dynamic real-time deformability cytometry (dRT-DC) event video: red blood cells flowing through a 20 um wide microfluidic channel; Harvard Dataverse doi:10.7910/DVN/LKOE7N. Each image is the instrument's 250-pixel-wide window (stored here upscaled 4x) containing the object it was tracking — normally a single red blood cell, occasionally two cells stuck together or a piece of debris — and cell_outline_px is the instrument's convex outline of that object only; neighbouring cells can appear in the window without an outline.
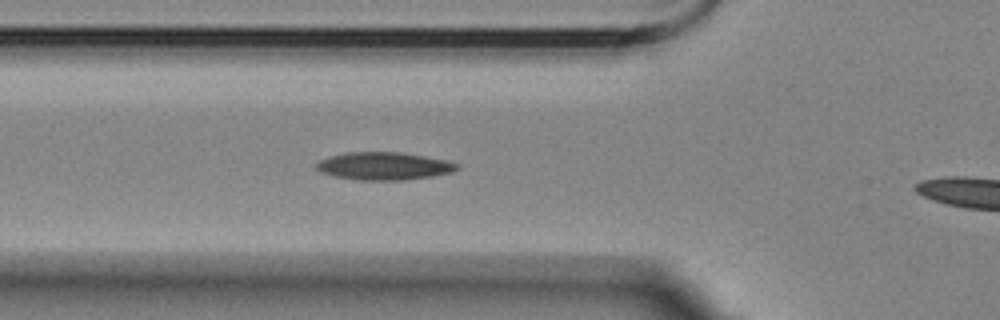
{"species": "Egyptian fruit bat (a non-hibernating species)", "species_latin": "Rousettus aegyptiacus", "temperature_condition": "room temperature", "stored_images_in_passage": 5, "segment_of_instrument_passage": [1, 2], "camera_frame_rate_fps": 3000, "um_per_image_px": 0.085, "animal": {"sex": "female"}, "frame": {"image": 1, "passage_image": 4, "time_ms": 3.333, "image_size_px": [1000, 320], "cell_outline_px": [[460, 168], [452, 172], [432, 176], [404, 180], [360, 180], [336, 176], [320, 172], [316, 168], [316, 164], [320, 160], [328, 156], [348, 152], [400, 152], [424, 156], [444, 160], [460, 164]], "centroid_in_image_um": [32.64, 14.11], "position_along_channel_um": 93.2, "area_um2": 22.66}}